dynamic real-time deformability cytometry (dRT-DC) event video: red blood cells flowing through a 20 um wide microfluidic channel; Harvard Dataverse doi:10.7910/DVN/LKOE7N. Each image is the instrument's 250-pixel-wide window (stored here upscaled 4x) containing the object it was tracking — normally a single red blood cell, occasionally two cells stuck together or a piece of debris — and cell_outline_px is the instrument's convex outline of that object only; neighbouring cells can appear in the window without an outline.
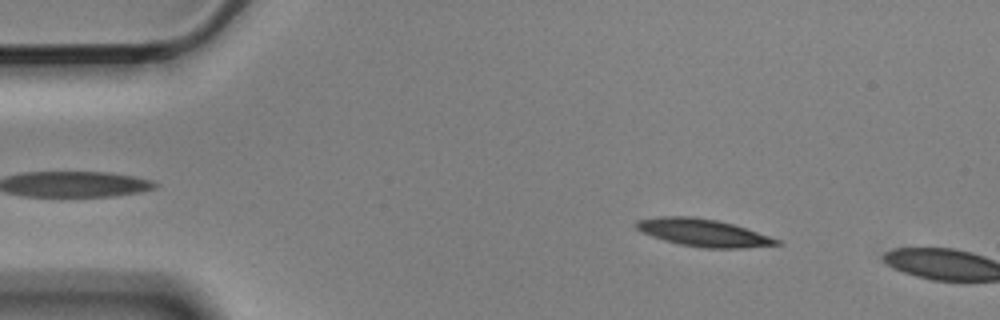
{"species": "Egyptian fruit bat (a non-hibernating species)", "species_latin": "Rousettus aegyptiacus", "temperature_condition": "cold", "stored_images_in_passage": 3, "camera_frame_rate_fps": 3000, "um_per_image_px": 0.085, "animal": {"sex": "male"}, "frame": {"image": 1, "passage_image": 2, "time_ms": 0.333, "image_size_px": [1000, 320], "cell_outline_px": [[780, 244], [744, 248], [704, 248], [680, 244], [664, 240], [640, 232], [636, 228], [636, 220], [660, 216], [692, 216], [716, 220], [732, 224], [780, 240]], "centroid_in_image_um": [59.72, 19.77], "position_along_channel_um": 25.3, "area_um2": 22.2}}